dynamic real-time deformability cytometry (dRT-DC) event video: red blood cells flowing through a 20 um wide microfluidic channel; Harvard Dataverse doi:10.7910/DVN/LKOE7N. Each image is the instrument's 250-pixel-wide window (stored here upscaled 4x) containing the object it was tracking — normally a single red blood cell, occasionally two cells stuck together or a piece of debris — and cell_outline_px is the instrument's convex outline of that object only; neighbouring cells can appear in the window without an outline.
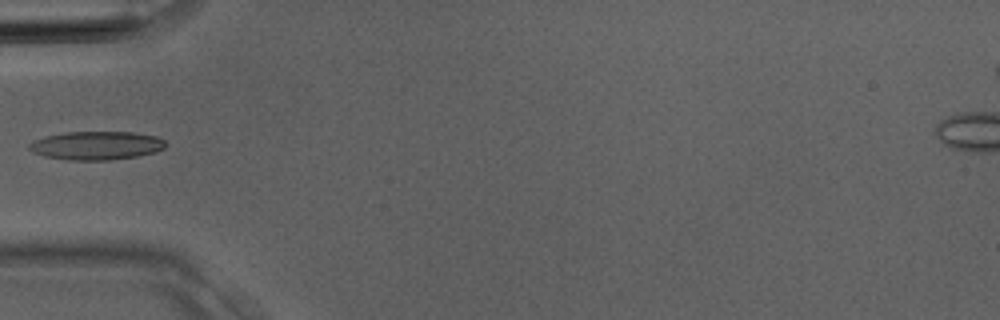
{"species": "Egyptian fruit bat (a non-hibernating species)", "species_latin": "Rousettus aegyptiacus", "temperature_condition": "room temperature", "stored_images_in_passage": 3, "camera_frame_rate_fps": 3000, "um_per_image_px": 0.085, "animal": {"sex": "male"}, "frame": {"image": 1, "passage_image": 3, "time_ms": 0.667, "image_size_px": [1000, 320], "cell_outline_px": [[164, 148], [152, 152], [136, 156], [108, 160], [68, 160], [44, 156], [32, 152], [28, 148], [28, 144], [44, 136], [64, 132], [132, 132], [156, 136], [164, 140]], "centroid_in_image_um": [8.14, 12.36], "position_along_channel_um": 76.9, "area_um2": 22.48}}